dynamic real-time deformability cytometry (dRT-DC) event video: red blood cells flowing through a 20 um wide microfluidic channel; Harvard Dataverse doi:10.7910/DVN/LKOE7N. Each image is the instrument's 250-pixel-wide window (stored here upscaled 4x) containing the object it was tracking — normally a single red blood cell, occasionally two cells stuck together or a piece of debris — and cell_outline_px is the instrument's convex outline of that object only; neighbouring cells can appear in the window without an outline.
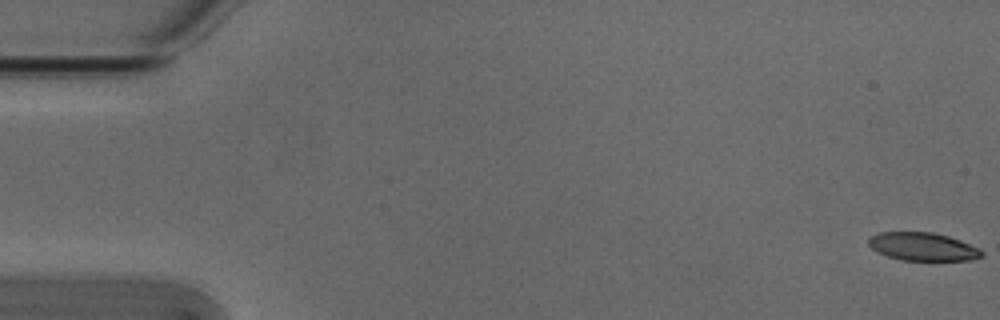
{"species": "Egyptian fruit bat (a non-hibernating species)", "species_latin": "Rousettus aegyptiacus", "temperature_condition": "cold", "stored_images_in_passage": 23, "camera_frame_rate_fps": 3000, "um_per_image_px": 0.085, "animal": {"sex": "male"}, "frame": {"image": 1, "passage_image": 1, "time_ms": 0.0, "image_size_px": [1000, 320], "cell_outline_px": [[984, 256], [972, 260], [900, 260], [876, 252], [868, 244], [868, 240], [872, 236], [880, 232], [932, 232], [948, 236], [960, 240], [984, 252]], "centroid_in_image_um": [78.43, 20.97], "position_along_channel_um": 6.6, "area_um2": 18.44}}
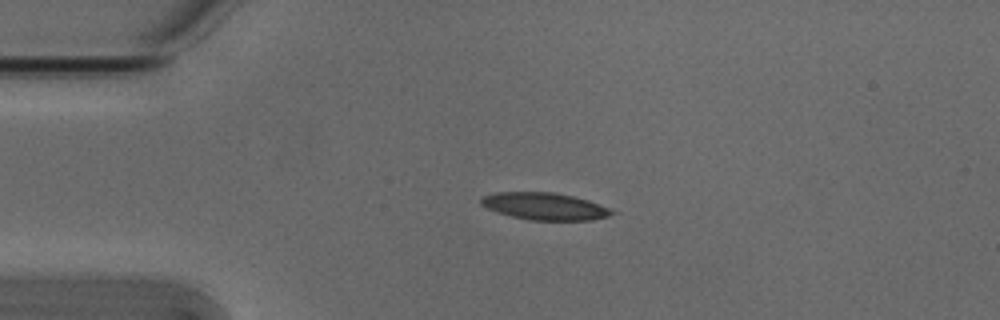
{"frame": {"image": 2, "passage_image": 13, "time_ms": 4.0, "image_size_px": [1000, 320], "cell_outline_px": [[620, 212], [608, 216], [592, 220], [528, 220], [496, 212], [480, 204], [480, 200], [484, 196], [496, 192], [556, 192], [588, 200], [612, 208]], "centroid_in_image_um": [46.36, 17.53], "position_along_channel_um": 38.6, "area_um2": 20.87}}
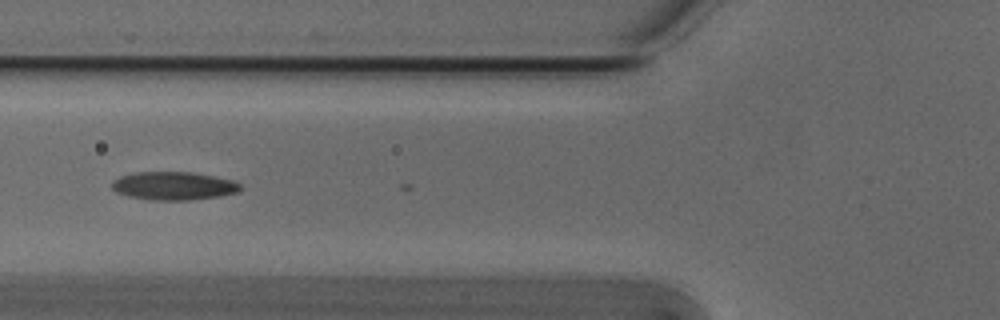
{"frame": {"image": 3, "passage_image": 21, "time_ms": 6.667, "image_size_px": [1000, 320], "cell_outline_px": [[240, 192], [220, 196], [188, 200], [152, 200], [128, 196], [116, 192], [112, 188], [112, 180], [120, 176], [136, 172], [192, 172], [232, 180], [240, 184]], "centroid_in_image_um": [14.74, 15.8], "position_along_channel_um": 111.1, "area_um2": 21.1}}